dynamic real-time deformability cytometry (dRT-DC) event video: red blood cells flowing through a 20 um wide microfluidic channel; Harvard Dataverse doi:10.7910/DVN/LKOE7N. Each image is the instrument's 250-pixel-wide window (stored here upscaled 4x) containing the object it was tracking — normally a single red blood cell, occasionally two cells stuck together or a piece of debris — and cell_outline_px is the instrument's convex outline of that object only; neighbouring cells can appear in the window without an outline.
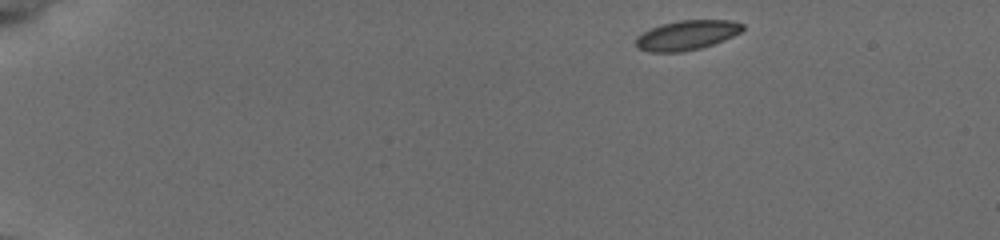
{"species": "common noctule bat (a hibernating species)", "species_latin": "Nyctalus noctula", "temperature_condition": "cold", "stored_images_in_passage": 11, "camera_frame_rate_fps": 3000, "um_per_image_px": 0.085, "animal": {"sex": "female", "body_mass_g": 19.5, "forearm_length_mm": 54.1}, "frame": {"image": 1, "passage_image": 1, "time_ms": 0.0, "image_size_px": [1000, 240], "cell_outline_px": [[744, 28], [740, 32], [724, 40], [700, 48], [684, 52], [648, 52], [636, 48], [636, 36], [660, 24], [680, 20], [728, 20], [744, 24]], "centroid_in_image_um": [58.35, 2.99], "position_along_channel_um": 26.7, "area_um2": 18.44}}